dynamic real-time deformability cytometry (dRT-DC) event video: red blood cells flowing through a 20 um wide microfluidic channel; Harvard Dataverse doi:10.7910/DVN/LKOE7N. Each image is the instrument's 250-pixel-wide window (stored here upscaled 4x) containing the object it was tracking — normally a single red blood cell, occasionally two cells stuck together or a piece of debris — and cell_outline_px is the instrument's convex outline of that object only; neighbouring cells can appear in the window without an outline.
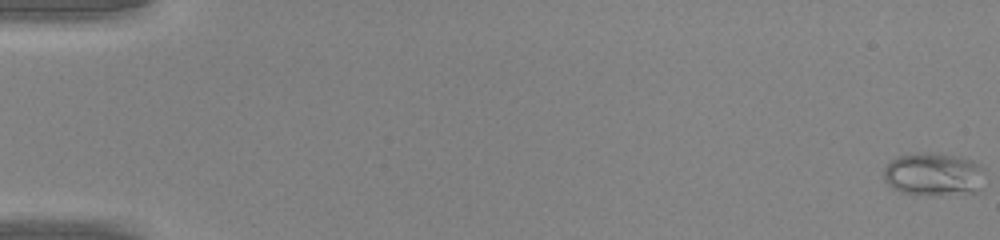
{"species": "common noctule bat (a hibernating species)", "species_latin": "Nyctalus noctula", "temperature_condition": "warm", "stored_images_in_passage": 47, "camera_frame_rate_fps": 3000, "um_per_image_px": 0.085, "animal": {"sex": "male", "body_mass_g": 20.0, "forearm_length_mm": 53.3}, "frame": {"image": 1, "passage_image": 1, "time_ms": 0.0, "image_size_px": [1000, 240], "cell_outline_px": [[984, 168], [980, 192], [928, 196], [900, 192], [892, 188], [884, 180], [884, 168], [896, 156], [920, 152], [928, 152], [964, 156], [980, 164]], "centroid_in_image_um": [79.38, 14.81], "position_along_channel_um": 5.6, "area_um2": 26.07}}
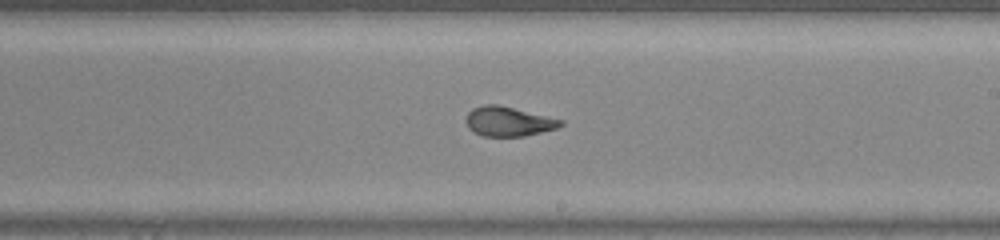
{"frame": {"image": 2, "passage_image": 29, "time_ms": 9.333, "image_size_px": [1000, 240], "cell_outline_px": [[564, 124], [556, 128], [524, 136], [484, 136], [468, 128], [464, 120], [468, 112], [472, 108], [484, 104], [496, 104], [564, 120]], "centroid_in_image_um": [43.18, 10.31], "position_along_channel_um": 245.8, "area_um2": 16.18}}
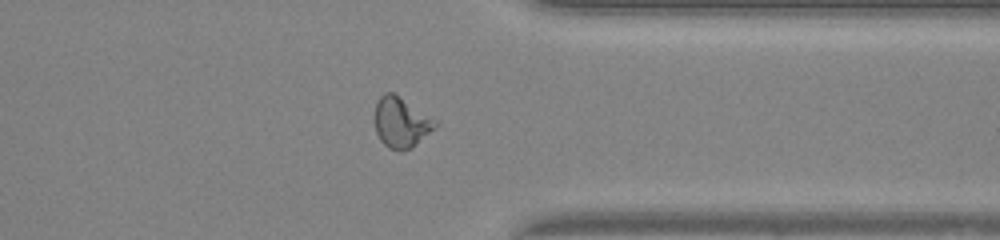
{"frame": {"image": 3, "passage_image": 38, "time_ms": 12.333, "image_size_px": [1000, 240], "cell_outline_px": [[436, 124], [412, 148], [400, 152], [388, 148], [380, 140], [376, 132], [376, 100], [384, 92], [392, 92], [436, 120]], "centroid_in_image_um": [34.04, 10.42], "position_along_channel_um": 377.4, "area_um2": 17.28}}